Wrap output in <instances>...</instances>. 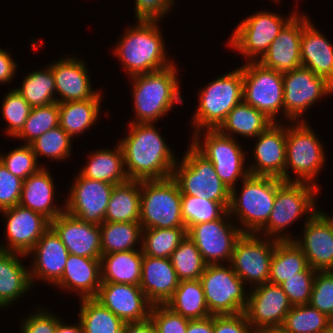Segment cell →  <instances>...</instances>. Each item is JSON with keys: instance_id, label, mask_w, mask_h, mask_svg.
I'll use <instances>...</instances> for the list:
<instances>
[{"instance_id": "6da1fadb", "label": "cell", "mask_w": 333, "mask_h": 333, "mask_svg": "<svg viewBox=\"0 0 333 333\" xmlns=\"http://www.w3.org/2000/svg\"><path fill=\"white\" fill-rule=\"evenodd\" d=\"M156 123H128L127 135L118 143L130 180H162L172 177L178 159Z\"/></svg>"}, {"instance_id": "7a4b0ae2", "label": "cell", "mask_w": 333, "mask_h": 333, "mask_svg": "<svg viewBox=\"0 0 333 333\" xmlns=\"http://www.w3.org/2000/svg\"><path fill=\"white\" fill-rule=\"evenodd\" d=\"M125 28L113 53L122 63L128 77L159 71L175 62L168 58L159 23L162 21L137 20Z\"/></svg>"}, {"instance_id": "3957f363", "label": "cell", "mask_w": 333, "mask_h": 333, "mask_svg": "<svg viewBox=\"0 0 333 333\" xmlns=\"http://www.w3.org/2000/svg\"><path fill=\"white\" fill-rule=\"evenodd\" d=\"M178 73L174 63L159 71L130 77L135 117L129 123H157L174 105L183 104Z\"/></svg>"}, {"instance_id": "277c9868", "label": "cell", "mask_w": 333, "mask_h": 333, "mask_svg": "<svg viewBox=\"0 0 333 333\" xmlns=\"http://www.w3.org/2000/svg\"><path fill=\"white\" fill-rule=\"evenodd\" d=\"M283 182L276 177L249 175L241 181L240 192L237 187L230 190L228 213L243 233L256 234L268 222Z\"/></svg>"}, {"instance_id": "5b68a950", "label": "cell", "mask_w": 333, "mask_h": 333, "mask_svg": "<svg viewBox=\"0 0 333 333\" xmlns=\"http://www.w3.org/2000/svg\"><path fill=\"white\" fill-rule=\"evenodd\" d=\"M320 191V186L308 182H283L277 189L268 222L256 234L278 241L294 240L286 228L303 216L307 222L320 210L316 204Z\"/></svg>"}, {"instance_id": "8992f818", "label": "cell", "mask_w": 333, "mask_h": 333, "mask_svg": "<svg viewBox=\"0 0 333 333\" xmlns=\"http://www.w3.org/2000/svg\"><path fill=\"white\" fill-rule=\"evenodd\" d=\"M307 122H286L285 182L319 186L315 180L326 165L327 155L323 142ZM291 171L296 175L290 174Z\"/></svg>"}, {"instance_id": "52a82bcc", "label": "cell", "mask_w": 333, "mask_h": 333, "mask_svg": "<svg viewBox=\"0 0 333 333\" xmlns=\"http://www.w3.org/2000/svg\"><path fill=\"white\" fill-rule=\"evenodd\" d=\"M199 89L198 105L191 118L192 134L203 129H217L228 113L243 101L242 65Z\"/></svg>"}, {"instance_id": "ba28073f", "label": "cell", "mask_w": 333, "mask_h": 333, "mask_svg": "<svg viewBox=\"0 0 333 333\" xmlns=\"http://www.w3.org/2000/svg\"><path fill=\"white\" fill-rule=\"evenodd\" d=\"M191 135L190 143L211 161L228 189H233L238 181L250 175L246 167L248 151L243 149L244 146L238 142L240 140L226 136L217 129H203Z\"/></svg>"}, {"instance_id": "9c48e42d", "label": "cell", "mask_w": 333, "mask_h": 333, "mask_svg": "<svg viewBox=\"0 0 333 333\" xmlns=\"http://www.w3.org/2000/svg\"><path fill=\"white\" fill-rule=\"evenodd\" d=\"M183 155L172 173L181 194L215 202H230V189L221 181L211 161L190 142Z\"/></svg>"}, {"instance_id": "30bf717a", "label": "cell", "mask_w": 333, "mask_h": 333, "mask_svg": "<svg viewBox=\"0 0 333 333\" xmlns=\"http://www.w3.org/2000/svg\"><path fill=\"white\" fill-rule=\"evenodd\" d=\"M182 194L172 178L141 181L139 222L143 229L185 227L181 215Z\"/></svg>"}, {"instance_id": "8fae6325", "label": "cell", "mask_w": 333, "mask_h": 333, "mask_svg": "<svg viewBox=\"0 0 333 333\" xmlns=\"http://www.w3.org/2000/svg\"><path fill=\"white\" fill-rule=\"evenodd\" d=\"M297 13L296 9L288 16H283L264 9L250 14L237 24L227 41V46L248 58V62L259 61L279 32Z\"/></svg>"}, {"instance_id": "7c38bea8", "label": "cell", "mask_w": 333, "mask_h": 333, "mask_svg": "<svg viewBox=\"0 0 333 333\" xmlns=\"http://www.w3.org/2000/svg\"><path fill=\"white\" fill-rule=\"evenodd\" d=\"M211 315H235L247 306V286L230 264L207 265L199 278Z\"/></svg>"}, {"instance_id": "4fadbf2b", "label": "cell", "mask_w": 333, "mask_h": 333, "mask_svg": "<svg viewBox=\"0 0 333 333\" xmlns=\"http://www.w3.org/2000/svg\"><path fill=\"white\" fill-rule=\"evenodd\" d=\"M243 101L263 112L273 122L284 118L283 73L263 66L258 61H246L242 65ZM279 113V114H278Z\"/></svg>"}, {"instance_id": "5bb4252c", "label": "cell", "mask_w": 333, "mask_h": 333, "mask_svg": "<svg viewBox=\"0 0 333 333\" xmlns=\"http://www.w3.org/2000/svg\"><path fill=\"white\" fill-rule=\"evenodd\" d=\"M283 86V120L289 123L307 121L304 115L310 107L333 94L331 83L304 66L283 73Z\"/></svg>"}, {"instance_id": "9a60e30c", "label": "cell", "mask_w": 333, "mask_h": 333, "mask_svg": "<svg viewBox=\"0 0 333 333\" xmlns=\"http://www.w3.org/2000/svg\"><path fill=\"white\" fill-rule=\"evenodd\" d=\"M228 211L213 221L191 226L187 236L195 243L207 265L231 262L234 246L243 232Z\"/></svg>"}, {"instance_id": "2e32d148", "label": "cell", "mask_w": 333, "mask_h": 333, "mask_svg": "<svg viewBox=\"0 0 333 333\" xmlns=\"http://www.w3.org/2000/svg\"><path fill=\"white\" fill-rule=\"evenodd\" d=\"M278 240L255 233H243L234 246L233 271L250 288L268 283L271 259Z\"/></svg>"}, {"instance_id": "e0dca14e", "label": "cell", "mask_w": 333, "mask_h": 333, "mask_svg": "<svg viewBox=\"0 0 333 333\" xmlns=\"http://www.w3.org/2000/svg\"><path fill=\"white\" fill-rule=\"evenodd\" d=\"M76 176L64 201L65 211L83 222L100 226L104 222L114 184L92 180L80 173Z\"/></svg>"}, {"instance_id": "ac0fdd59", "label": "cell", "mask_w": 333, "mask_h": 333, "mask_svg": "<svg viewBox=\"0 0 333 333\" xmlns=\"http://www.w3.org/2000/svg\"><path fill=\"white\" fill-rule=\"evenodd\" d=\"M0 214L7 220L6 242L0 243V250L27 255L50 227V221L42 214L20 205L3 209Z\"/></svg>"}, {"instance_id": "d6986e66", "label": "cell", "mask_w": 333, "mask_h": 333, "mask_svg": "<svg viewBox=\"0 0 333 333\" xmlns=\"http://www.w3.org/2000/svg\"><path fill=\"white\" fill-rule=\"evenodd\" d=\"M293 240L304 253L308 266L316 271L333 270V214L319 210Z\"/></svg>"}, {"instance_id": "ffe728a7", "label": "cell", "mask_w": 333, "mask_h": 333, "mask_svg": "<svg viewBox=\"0 0 333 333\" xmlns=\"http://www.w3.org/2000/svg\"><path fill=\"white\" fill-rule=\"evenodd\" d=\"M286 122H274L255 139L251 155L253 162L247 166L250 175L271 176L285 182Z\"/></svg>"}, {"instance_id": "44dd1931", "label": "cell", "mask_w": 333, "mask_h": 333, "mask_svg": "<svg viewBox=\"0 0 333 333\" xmlns=\"http://www.w3.org/2000/svg\"><path fill=\"white\" fill-rule=\"evenodd\" d=\"M244 314L252 327H281L292 308L280 285L264 283L249 288Z\"/></svg>"}, {"instance_id": "7402d4cb", "label": "cell", "mask_w": 333, "mask_h": 333, "mask_svg": "<svg viewBox=\"0 0 333 333\" xmlns=\"http://www.w3.org/2000/svg\"><path fill=\"white\" fill-rule=\"evenodd\" d=\"M95 299L125 323L150 319L153 304L138 285L102 283Z\"/></svg>"}, {"instance_id": "603a6c76", "label": "cell", "mask_w": 333, "mask_h": 333, "mask_svg": "<svg viewBox=\"0 0 333 333\" xmlns=\"http://www.w3.org/2000/svg\"><path fill=\"white\" fill-rule=\"evenodd\" d=\"M68 255L67 248L50 226L27 254L33 261L29 266L33 287L36 285L35 282L40 280L54 286L62 277Z\"/></svg>"}, {"instance_id": "cb8c5ba5", "label": "cell", "mask_w": 333, "mask_h": 333, "mask_svg": "<svg viewBox=\"0 0 333 333\" xmlns=\"http://www.w3.org/2000/svg\"><path fill=\"white\" fill-rule=\"evenodd\" d=\"M86 64L71 54L48 64L55 79L57 103L91 99L100 92L92 89Z\"/></svg>"}, {"instance_id": "d4e9b609", "label": "cell", "mask_w": 333, "mask_h": 333, "mask_svg": "<svg viewBox=\"0 0 333 333\" xmlns=\"http://www.w3.org/2000/svg\"><path fill=\"white\" fill-rule=\"evenodd\" d=\"M311 19L298 12L279 32L269 49L258 61L263 66L285 73L302 66L300 42L303 26Z\"/></svg>"}, {"instance_id": "484cf974", "label": "cell", "mask_w": 333, "mask_h": 333, "mask_svg": "<svg viewBox=\"0 0 333 333\" xmlns=\"http://www.w3.org/2000/svg\"><path fill=\"white\" fill-rule=\"evenodd\" d=\"M50 226L60 237L69 254L100 259V226L83 222L66 211L50 222Z\"/></svg>"}, {"instance_id": "4316f807", "label": "cell", "mask_w": 333, "mask_h": 333, "mask_svg": "<svg viewBox=\"0 0 333 333\" xmlns=\"http://www.w3.org/2000/svg\"><path fill=\"white\" fill-rule=\"evenodd\" d=\"M101 284L100 259L69 254L62 277L54 287L64 292H74L83 299L95 298Z\"/></svg>"}, {"instance_id": "83f0119b", "label": "cell", "mask_w": 333, "mask_h": 333, "mask_svg": "<svg viewBox=\"0 0 333 333\" xmlns=\"http://www.w3.org/2000/svg\"><path fill=\"white\" fill-rule=\"evenodd\" d=\"M55 187L50 170L44 166L23 180L19 205L42 214L51 222L65 211V203L61 207L57 201L54 203Z\"/></svg>"}, {"instance_id": "f1b7e54d", "label": "cell", "mask_w": 333, "mask_h": 333, "mask_svg": "<svg viewBox=\"0 0 333 333\" xmlns=\"http://www.w3.org/2000/svg\"><path fill=\"white\" fill-rule=\"evenodd\" d=\"M179 279L170 258L143 255L140 288L154 304H165L174 294Z\"/></svg>"}, {"instance_id": "f546056e", "label": "cell", "mask_w": 333, "mask_h": 333, "mask_svg": "<svg viewBox=\"0 0 333 333\" xmlns=\"http://www.w3.org/2000/svg\"><path fill=\"white\" fill-rule=\"evenodd\" d=\"M333 42L312 21L303 26L300 42L302 66L333 85Z\"/></svg>"}, {"instance_id": "4dcf8cb0", "label": "cell", "mask_w": 333, "mask_h": 333, "mask_svg": "<svg viewBox=\"0 0 333 333\" xmlns=\"http://www.w3.org/2000/svg\"><path fill=\"white\" fill-rule=\"evenodd\" d=\"M27 255L0 250V309H6L33 289L29 267L22 259Z\"/></svg>"}, {"instance_id": "1f68e13d", "label": "cell", "mask_w": 333, "mask_h": 333, "mask_svg": "<svg viewBox=\"0 0 333 333\" xmlns=\"http://www.w3.org/2000/svg\"><path fill=\"white\" fill-rule=\"evenodd\" d=\"M113 147L114 149L100 148L88 153V162L79 170V173L83 177L114 185L128 181L121 145L117 142Z\"/></svg>"}, {"instance_id": "d6a6232c", "label": "cell", "mask_w": 333, "mask_h": 333, "mask_svg": "<svg viewBox=\"0 0 333 333\" xmlns=\"http://www.w3.org/2000/svg\"><path fill=\"white\" fill-rule=\"evenodd\" d=\"M101 93L87 100L58 103L59 126L72 139L95 126L101 113Z\"/></svg>"}, {"instance_id": "836d02e7", "label": "cell", "mask_w": 333, "mask_h": 333, "mask_svg": "<svg viewBox=\"0 0 333 333\" xmlns=\"http://www.w3.org/2000/svg\"><path fill=\"white\" fill-rule=\"evenodd\" d=\"M142 250L115 252L101 256L102 283L138 285L142 273Z\"/></svg>"}, {"instance_id": "e575fe53", "label": "cell", "mask_w": 333, "mask_h": 333, "mask_svg": "<svg viewBox=\"0 0 333 333\" xmlns=\"http://www.w3.org/2000/svg\"><path fill=\"white\" fill-rule=\"evenodd\" d=\"M273 123L263 112L242 101L228 113L217 130L234 139L238 135L252 140Z\"/></svg>"}, {"instance_id": "d590c367", "label": "cell", "mask_w": 333, "mask_h": 333, "mask_svg": "<svg viewBox=\"0 0 333 333\" xmlns=\"http://www.w3.org/2000/svg\"><path fill=\"white\" fill-rule=\"evenodd\" d=\"M141 204V181L128 180L114 185L112 189L105 222H139Z\"/></svg>"}, {"instance_id": "8d00e7d4", "label": "cell", "mask_w": 333, "mask_h": 333, "mask_svg": "<svg viewBox=\"0 0 333 333\" xmlns=\"http://www.w3.org/2000/svg\"><path fill=\"white\" fill-rule=\"evenodd\" d=\"M165 305L189 320L203 319L211 315L199 279L179 281L173 296Z\"/></svg>"}, {"instance_id": "74e56055", "label": "cell", "mask_w": 333, "mask_h": 333, "mask_svg": "<svg viewBox=\"0 0 333 333\" xmlns=\"http://www.w3.org/2000/svg\"><path fill=\"white\" fill-rule=\"evenodd\" d=\"M142 231L140 222H103L100 225L102 255L141 250ZM137 245L139 246L137 248Z\"/></svg>"}, {"instance_id": "f35d334b", "label": "cell", "mask_w": 333, "mask_h": 333, "mask_svg": "<svg viewBox=\"0 0 333 333\" xmlns=\"http://www.w3.org/2000/svg\"><path fill=\"white\" fill-rule=\"evenodd\" d=\"M308 267L301 248L293 241H277L271 259L268 283L280 285Z\"/></svg>"}, {"instance_id": "ab89813d", "label": "cell", "mask_w": 333, "mask_h": 333, "mask_svg": "<svg viewBox=\"0 0 333 333\" xmlns=\"http://www.w3.org/2000/svg\"><path fill=\"white\" fill-rule=\"evenodd\" d=\"M78 319L83 333H123L125 322L95 298L79 299Z\"/></svg>"}, {"instance_id": "60d3db41", "label": "cell", "mask_w": 333, "mask_h": 333, "mask_svg": "<svg viewBox=\"0 0 333 333\" xmlns=\"http://www.w3.org/2000/svg\"><path fill=\"white\" fill-rule=\"evenodd\" d=\"M33 107L46 106L56 101V86L52 69L45 68L26 74L19 88H14Z\"/></svg>"}, {"instance_id": "b9f144b4", "label": "cell", "mask_w": 333, "mask_h": 333, "mask_svg": "<svg viewBox=\"0 0 333 333\" xmlns=\"http://www.w3.org/2000/svg\"><path fill=\"white\" fill-rule=\"evenodd\" d=\"M186 236L185 227L143 229L142 253L154 258H170Z\"/></svg>"}, {"instance_id": "7bdbcfd3", "label": "cell", "mask_w": 333, "mask_h": 333, "mask_svg": "<svg viewBox=\"0 0 333 333\" xmlns=\"http://www.w3.org/2000/svg\"><path fill=\"white\" fill-rule=\"evenodd\" d=\"M283 333H329L330 318L309 304L292 306L281 326Z\"/></svg>"}, {"instance_id": "ee69618b", "label": "cell", "mask_w": 333, "mask_h": 333, "mask_svg": "<svg viewBox=\"0 0 333 333\" xmlns=\"http://www.w3.org/2000/svg\"><path fill=\"white\" fill-rule=\"evenodd\" d=\"M229 203L182 195L181 215L185 228L220 219L228 211Z\"/></svg>"}, {"instance_id": "f6af8a7d", "label": "cell", "mask_w": 333, "mask_h": 333, "mask_svg": "<svg viewBox=\"0 0 333 333\" xmlns=\"http://www.w3.org/2000/svg\"><path fill=\"white\" fill-rule=\"evenodd\" d=\"M179 281L198 280L207 264L195 243L186 236L170 256Z\"/></svg>"}, {"instance_id": "bcb514c9", "label": "cell", "mask_w": 333, "mask_h": 333, "mask_svg": "<svg viewBox=\"0 0 333 333\" xmlns=\"http://www.w3.org/2000/svg\"><path fill=\"white\" fill-rule=\"evenodd\" d=\"M72 140L74 139L58 126L36 138L30 143V146L36 154L37 160L42 156L59 162L71 157Z\"/></svg>"}, {"instance_id": "7dc6e473", "label": "cell", "mask_w": 333, "mask_h": 333, "mask_svg": "<svg viewBox=\"0 0 333 333\" xmlns=\"http://www.w3.org/2000/svg\"><path fill=\"white\" fill-rule=\"evenodd\" d=\"M59 126L58 103L33 107L21 132L15 137L23 144H30L47 131Z\"/></svg>"}, {"instance_id": "c3c4849f", "label": "cell", "mask_w": 333, "mask_h": 333, "mask_svg": "<svg viewBox=\"0 0 333 333\" xmlns=\"http://www.w3.org/2000/svg\"><path fill=\"white\" fill-rule=\"evenodd\" d=\"M3 99L1 112L8 123L4 131L14 139L23 129L32 107L15 89H9Z\"/></svg>"}, {"instance_id": "681fc988", "label": "cell", "mask_w": 333, "mask_h": 333, "mask_svg": "<svg viewBox=\"0 0 333 333\" xmlns=\"http://www.w3.org/2000/svg\"><path fill=\"white\" fill-rule=\"evenodd\" d=\"M37 160L30 144H23L4 154L0 153V162L11 172L23 180L36 173L43 164ZM41 164V165H40Z\"/></svg>"}, {"instance_id": "f907efd6", "label": "cell", "mask_w": 333, "mask_h": 333, "mask_svg": "<svg viewBox=\"0 0 333 333\" xmlns=\"http://www.w3.org/2000/svg\"><path fill=\"white\" fill-rule=\"evenodd\" d=\"M316 272L308 266L303 272L297 273V276L280 284L292 306L309 304Z\"/></svg>"}, {"instance_id": "816d5d0a", "label": "cell", "mask_w": 333, "mask_h": 333, "mask_svg": "<svg viewBox=\"0 0 333 333\" xmlns=\"http://www.w3.org/2000/svg\"><path fill=\"white\" fill-rule=\"evenodd\" d=\"M309 305L330 317L333 313V270L317 271Z\"/></svg>"}, {"instance_id": "f5cc1de1", "label": "cell", "mask_w": 333, "mask_h": 333, "mask_svg": "<svg viewBox=\"0 0 333 333\" xmlns=\"http://www.w3.org/2000/svg\"><path fill=\"white\" fill-rule=\"evenodd\" d=\"M150 319L158 333H186L190 321L173 312L165 304L152 305Z\"/></svg>"}, {"instance_id": "db71d44e", "label": "cell", "mask_w": 333, "mask_h": 333, "mask_svg": "<svg viewBox=\"0 0 333 333\" xmlns=\"http://www.w3.org/2000/svg\"><path fill=\"white\" fill-rule=\"evenodd\" d=\"M25 316L20 322L21 333H55L56 326L61 317L53 314L51 310L41 306Z\"/></svg>"}, {"instance_id": "11a10c76", "label": "cell", "mask_w": 333, "mask_h": 333, "mask_svg": "<svg viewBox=\"0 0 333 333\" xmlns=\"http://www.w3.org/2000/svg\"><path fill=\"white\" fill-rule=\"evenodd\" d=\"M23 179L14 176L0 162V211L19 205Z\"/></svg>"}, {"instance_id": "9f6ffc18", "label": "cell", "mask_w": 333, "mask_h": 333, "mask_svg": "<svg viewBox=\"0 0 333 333\" xmlns=\"http://www.w3.org/2000/svg\"><path fill=\"white\" fill-rule=\"evenodd\" d=\"M175 0H135V20L162 21L173 10Z\"/></svg>"}, {"instance_id": "6f0895ef", "label": "cell", "mask_w": 333, "mask_h": 333, "mask_svg": "<svg viewBox=\"0 0 333 333\" xmlns=\"http://www.w3.org/2000/svg\"><path fill=\"white\" fill-rule=\"evenodd\" d=\"M251 327L244 312L235 315H213V333H250Z\"/></svg>"}, {"instance_id": "680465c9", "label": "cell", "mask_w": 333, "mask_h": 333, "mask_svg": "<svg viewBox=\"0 0 333 333\" xmlns=\"http://www.w3.org/2000/svg\"><path fill=\"white\" fill-rule=\"evenodd\" d=\"M10 52L0 47V83L9 84L16 76L17 62Z\"/></svg>"}, {"instance_id": "91938a15", "label": "cell", "mask_w": 333, "mask_h": 333, "mask_svg": "<svg viewBox=\"0 0 333 333\" xmlns=\"http://www.w3.org/2000/svg\"><path fill=\"white\" fill-rule=\"evenodd\" d=\"M186 333H213V315L203 319L190 320Z\"/></svg>"}, {"instance_id": "94428289", "label": "cell", "mask_w": 333, "mask_h": 333, "mask_svg": "<svg viewBox=\"0 0 333 333\" xmlns=\"http://www.w3.org/2000/svg\"><path fill=\"white\" fill-rule=\"evenodd\" d=\"M123 333H158L151 319L144 322L125 323Z\"/></svg>"}, {"instance_id": "6125c7cd", "label": "cell", "mask_w": 333, "mask_h": 333, "mask_svg": "<svg viewBox=\"0 0 333 333\" xmlns=\"http://www.w3.org/2000/svg\"><path fill=\"white\" fill-rule=\"evenodd\" d=\"M62 320L63 319H60L58 321L55 333H83V327L79 319L77 324L71 323V325Z\"/></svg>"}, {"instance_id": "be15d7a7", "label": "cell", "mask_w": 333, "mask_h": 333, "mask_svg": "<svg viewBox=\"0 0 333 333\" xmlns=\"http://www.w3.org/2000/svg\"><path fill=\"white\" fill-rule=\"evenodd\" d=\"M250 333H283L281 327H251Z\"/></svg>"}, {"instance_id": "e7e4bbea", "label": "cell", "mask_w": 333, "mask_h": 333, "mask_svg": "<svg viewBox=\"0 0 333 333\" xmlns=\"http://www.w3.org/2000/svg\"><path fill=\"white\" fill-rule=\"evenodd\" d=\"M329 318H330V327L333 328V313Z\"/></svg>"}, {"instance_id": "03108f58", "label": "cell", "mask_w": 333, "mask_h": 333, "mask_svg": "<svg viewBox=\"0 0 333 333\" xmlns=\"http://www.w3.org/2000/svg\"><path fill=\"white\" fill-rule=\"evenodd\" d=\"M273 2H274V4L276 3H278L279 4V2H281L280 0H272Z\"/></svg>"}]
</instances>
